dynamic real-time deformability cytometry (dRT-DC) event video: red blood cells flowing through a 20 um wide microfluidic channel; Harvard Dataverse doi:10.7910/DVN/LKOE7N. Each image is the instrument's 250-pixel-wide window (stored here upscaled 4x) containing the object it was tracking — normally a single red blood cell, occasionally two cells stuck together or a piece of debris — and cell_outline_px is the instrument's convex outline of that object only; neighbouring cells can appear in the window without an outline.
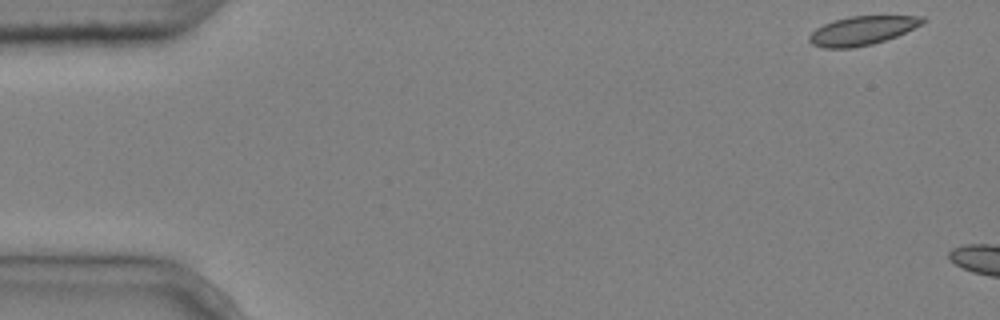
{"species": "common noctule bat (a hibernating species)", "species_latin": "Nyctalus noctula", "temperature_condition": "cold", "stored_images_in_passage": 3, "camera_frame_rate_fps": 3000, "um_per_image_px": 0.085, "animal": {"sex": "male", "body_mass_g": 20.4}, "frame": {"image": 1, "passage_image": 1, "time_ms": 0.0, "image_size_px": [1000, 320], "cell_outline_px": [[928, 20], [924, 24], [896, 36], [872, 44], [852, 48], [824, 48], [812, 44], [808, 40], [808, 36], [816, 28], [824, 24], [848, 16], [924, 16]], "centroid_in_image_um": [73.31, 2.59], "position_along_channel_um": 11.7, "area_um2": 19.07}}